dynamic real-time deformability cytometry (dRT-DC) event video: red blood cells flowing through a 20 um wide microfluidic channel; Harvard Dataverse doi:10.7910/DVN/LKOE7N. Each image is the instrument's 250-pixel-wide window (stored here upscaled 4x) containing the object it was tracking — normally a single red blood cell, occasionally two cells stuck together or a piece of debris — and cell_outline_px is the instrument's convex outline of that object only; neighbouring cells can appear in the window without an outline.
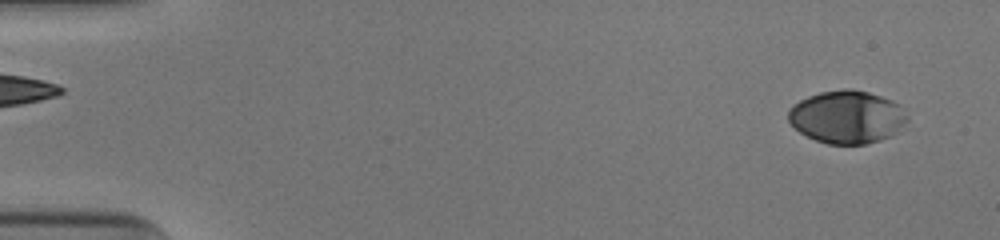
{"species": "human", "species_latin": "Homo sapiens", "temperature_condition": "cold", "stored_images_in_passage": 52, "camera_frame_rate_fps": 3000, "um_per_image_px": 0.085, "donor": {"sex": "male"}, "frame": {"image": 1, "passage_image": 3, "time_ms": 0.667, "image_size_px": [1000, 240], "cell_outline_px": [[908, 120], [892, 136], [880, 140], [864, 144], [828, 144], [816, 140], [800, 132], [788, 120], [788, 112], [800, 100], [808, 96], [820, 92], [844, 88], [848, 88], [868, 92], [892, 100], [900, 104]], "centroid_in_image_um": [72.01, 9.94], "position_along_channel_um": 13.0, "area_um2": 36.41}}
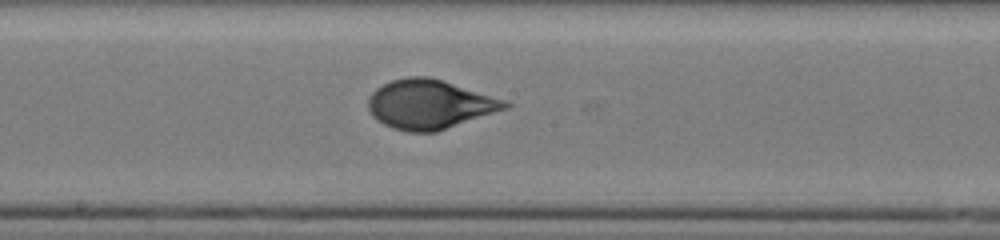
{"frame": {"image": 2, "passage_image": 29, "time_ms": 9.333, "image_size_px": [1000, 240], "cell_outline_px": [[512, 104], [508, 108], [436, 132], [408, 132], [392, 128], [376, 120], [372, 116], [368, 108], [368, 96], [376, 88], [392, 80], [408, 76], [428, 76], [444, 80], [504, 100]], "centroid_in_image_um": [36.48, 8.87], "position_along_channel_um": 211.7, "area_um2": 39.25}}
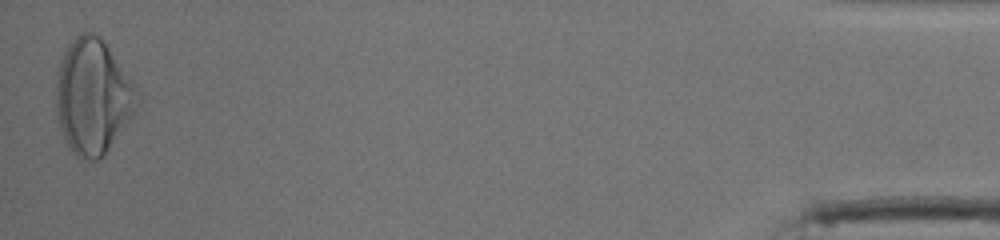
{"frame": {"image": 3, "passage_image": 52, "time_ms": 17.0, "image_size_px": [1000, 240], "cell_outline_px": [[132, 112], [108, 148], [96, 160], [80, 160], [72, 152], [64, 136], [56, 116], [56, 72], [64, 52], [68, 44], [80, 32], [92, 32], [100, 36], [104, 40], [132, 88]], "centroid_in_image_um": [7.74, 8.19], "position_along_channel_um": 427.5, "area_um2": 51.96}, "authors_computed_cell_mechanics": {"area_um2": 38.3214, "velocity_mm_per_s": 3.9234, "shape_relaxation_time_tau1_ms": 4.2033, "shape_relaxation_time_tau2_ms": null, "deformation_change_tau1": 0.1973, "deformation_change_tau2": null}}